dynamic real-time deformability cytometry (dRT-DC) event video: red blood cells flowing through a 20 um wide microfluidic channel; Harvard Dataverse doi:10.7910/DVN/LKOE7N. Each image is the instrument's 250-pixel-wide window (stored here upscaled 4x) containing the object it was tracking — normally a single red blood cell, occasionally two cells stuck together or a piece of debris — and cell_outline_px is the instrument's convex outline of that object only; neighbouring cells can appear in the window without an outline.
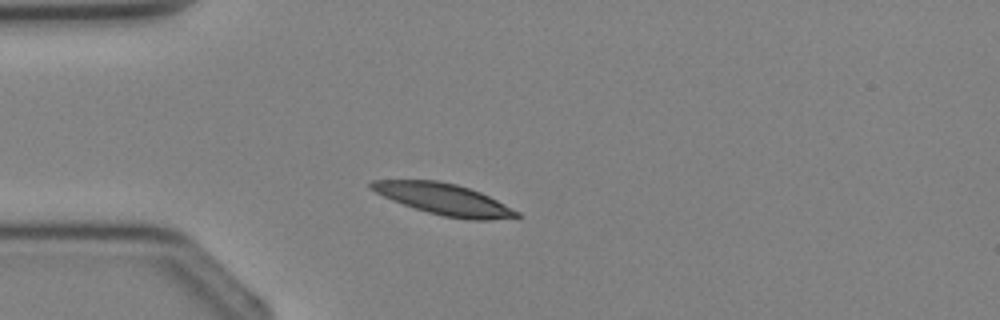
{"species": "Egyptian fruit bat (a non-hibernating species)", "species_latin": "Rousettus aegyptiacus", "temperature_condition": "cold", "stored_images_in_passage": 1, "camera_frame_rate_fps": 3000, "um_per_image_px": 0.085, "animal": {"sex": "female"}, "frame": {"image": 1, "passage_image": 1, "time_ms": 0.0, "image_size_px": [1000, 320], "cell_outline_px": [[520, 216], [488, 220], [468, 220], [444, 216], [428, 212], [392, 200], [368, 188], [368, 184], [372, 180], [436, 180], [456, 184], [480, 192], [520, 212]], "centroid_in_image_um": [37.71, 16.93], "position_along_channel_um": 47.3, "area_um2": 26.18}}